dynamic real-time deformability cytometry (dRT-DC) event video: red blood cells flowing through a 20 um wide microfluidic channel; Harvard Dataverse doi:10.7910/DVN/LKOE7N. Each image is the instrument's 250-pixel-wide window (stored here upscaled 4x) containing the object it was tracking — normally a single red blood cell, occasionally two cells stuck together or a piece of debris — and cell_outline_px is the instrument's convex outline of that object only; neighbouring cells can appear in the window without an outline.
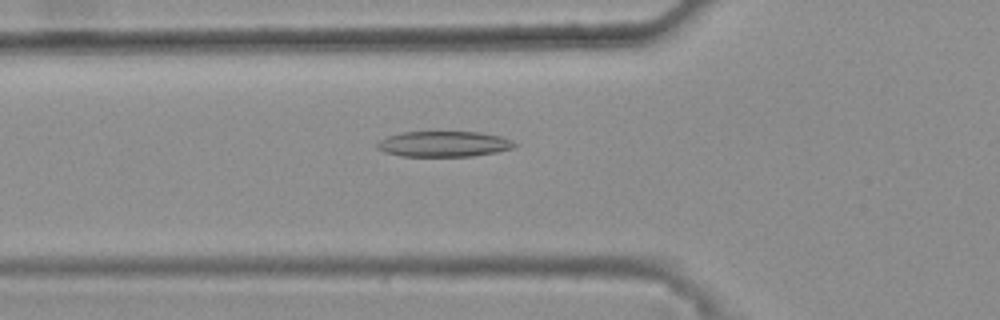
{"species": "common noctule bat (a hibernating species)", "species_latin": "Nyctalus noctula", "temperature_condition": "warm", "stored_images_in_passage": 33, "camera_frame_rate_fps": 3000, "um_per_image_px": 0.085, "animal": {"sex": "female", "body_mass_g": 25.1}, "frame": {"image": 1, "passage_image": 4, "time_ms": 1.0, "image_size_px": [1000, 320], "cell_outline_px": [[516, 144], [512, 148], [496, 152], [472, 156], [400, 156], [384, 152], [376, 148], [376, 144], [380, 140], [388, 136], [400, 132], [480, 132], [500, 136], [512, 140]], "centroid_in_image_um": [37.69, 12.24], "position_along_channel_um": 88.1, "area_um2": 20.46}}
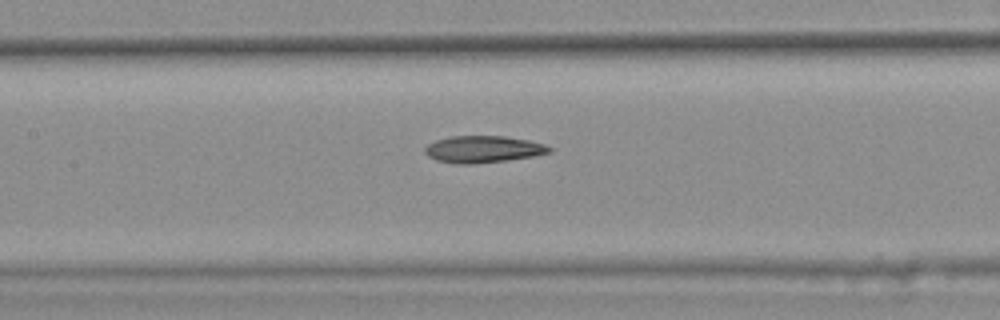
{"frame": {"image": 2, "passage_image": 10, "time_ms": 3.0, "image_size_px": [1000, 320], "cell_outline_px": [[552, 152], [532, 156], [504, 160], [472, 164], [456, 164], [436, 160], [428, 156], [424, 152], [424, 148], [428, 144], [436, 140], [452, 136], [504, 136], [528, 140], [544, 144], [552, 148]], "centroid_in_image_um": [41.04, 12.68], "position_along_channel_um": 166.4, "area_um2": 19.36}}
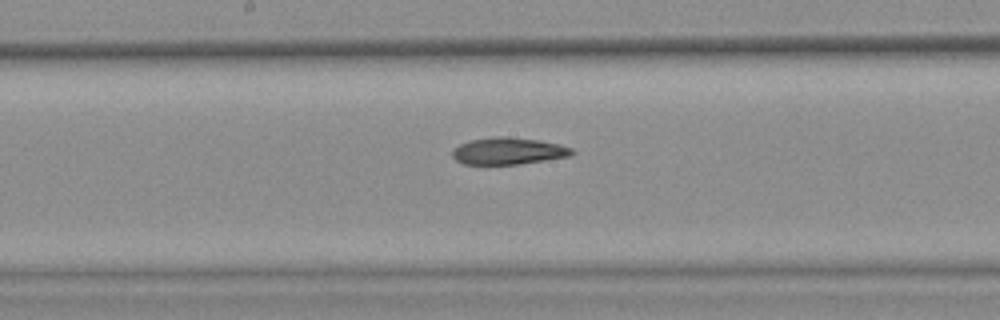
{"frame": {"image": 3, "passage_image": 13, "time_ms": 4.0, "image_size_px": [1000, 320], "cell_outline_px": [[576, 152], [572, 156], [520, 164], [464, 164], [456, 160], [452, 156], [452, 148], [468, 140], [496, 136], [508, 136], [540, 140], [560, 144], [572, 148]], "centroid_in_image_um": [43.22, 12.83], "position_along_channel_um": 205.0, "area_um2": 19.07}, "authors_computed_cell_mechanics": {"area_um2": 19.1318, "velocity_mm_per_s": 3.8922, "shape_relaxation_time_tau1_ms": null, "shape_relaxation_time_tau2_ms": 6.4698, "deformation_change_tau1": null, "deformation_change_tau2": 0.1654}}